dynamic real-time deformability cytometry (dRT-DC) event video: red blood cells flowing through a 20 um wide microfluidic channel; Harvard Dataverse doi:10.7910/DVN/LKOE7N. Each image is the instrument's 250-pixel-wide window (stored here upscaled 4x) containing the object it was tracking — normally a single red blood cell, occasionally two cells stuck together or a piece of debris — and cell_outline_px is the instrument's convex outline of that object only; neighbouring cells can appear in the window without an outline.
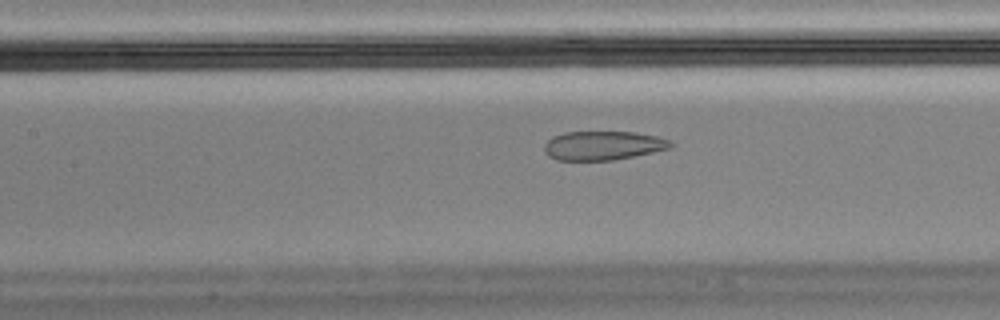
{"species": "Egyptian fruit bat (a non-hibernating species)", "species_latin": "Rousettus aegyptiacus", "temperature_condition": "cold", "stored_images_in_passage": 56, "camera_frame_rate_fps": 3000, "um_per_image_px": 0.085, "animal": {"sex": "male"}, "frame": {"image": 1, "passage_image": 25, "time_ms": 8.0, "image_size_px": [1000, 320], "cell_outline_px": [[676, 144], [668, 148], [652, 152], [612, 160], [556, 160], [548, 156], [544, 152], [544, 144], [552, 136], [564, 132], [636, 132], [656, 136], [672, 140]], "centroid_in_image_um": [51.24, 12.36], "position_along_channel_um": 156.2, "area_um2": 21.39}}
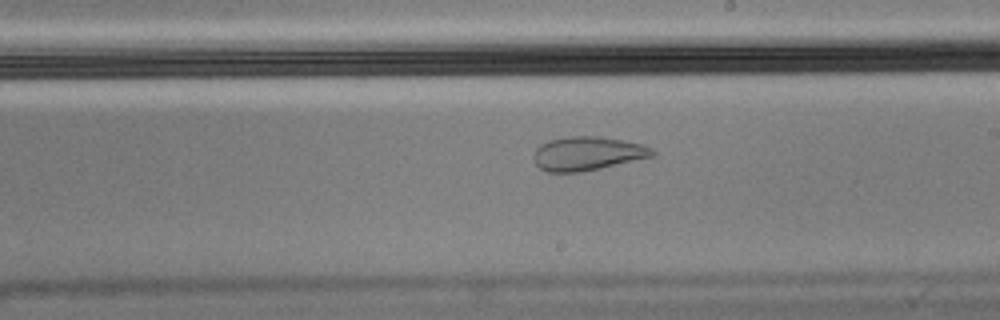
{"frame": {"image": 2, "passage_image": 32, "time_ms": 10.333, "image_size_px": [1000, 320], "cell_outline_px": [[656, 156], [600, 168], [580, 172], [548, 172], [540, 168], [536, 164], [532, 156], [536, 148], [540, 144], [548, 140], [568, 136], [600, 136], [644, 144], [652, 148], [656, 152]], "centroid_in_image_um": [49.95, 13.04], "position_along_channel_um": 239.1, "area_um2": 23.64}}